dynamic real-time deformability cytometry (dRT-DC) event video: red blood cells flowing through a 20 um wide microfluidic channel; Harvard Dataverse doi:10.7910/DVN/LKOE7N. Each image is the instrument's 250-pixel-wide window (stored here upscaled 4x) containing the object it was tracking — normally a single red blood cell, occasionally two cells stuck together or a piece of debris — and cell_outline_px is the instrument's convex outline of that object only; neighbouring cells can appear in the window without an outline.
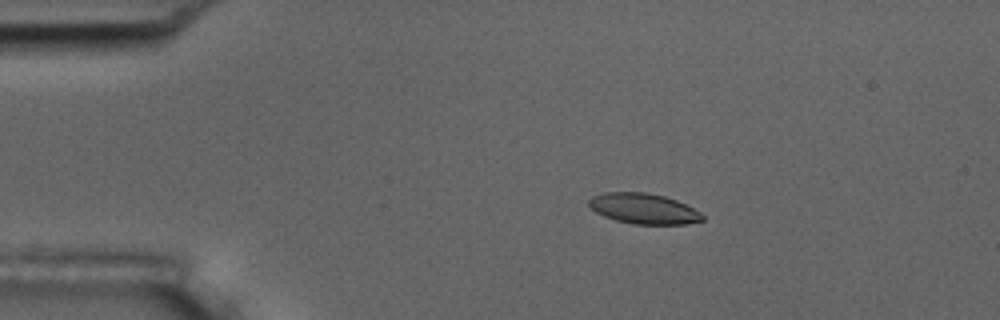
{"species": "common noctule bat (a hibernating species)", "species_latin": "Nyctalus noctula", "temperature_condition": "room temperature", "stored_images_in_passage": 6, "camera_frame_rate_fps": 3000, "um_per_image_px": 0.085, "animal": {"sex": "male", "body_mass_g": 17.5, "forearm_length_mm": 52.3}, "frame": {"image": 1, "passage_image": 3, "time_ms": 2.333, "image_size_px": [1000, 320], "cell_outline_px": [[704, 220], [684, 224], [632, 224], [616, 220], [604, 216], [596, 212], [588, 204], [588, 200], [592, 196], [604, 192], [644, 192], [664, 196], [676, 200], [700, 212], [704, 216]], "centroid_in_image_um": [54.69, 17.73], "position_along_channel_um": 30.3, "area_um2": 20.06}}